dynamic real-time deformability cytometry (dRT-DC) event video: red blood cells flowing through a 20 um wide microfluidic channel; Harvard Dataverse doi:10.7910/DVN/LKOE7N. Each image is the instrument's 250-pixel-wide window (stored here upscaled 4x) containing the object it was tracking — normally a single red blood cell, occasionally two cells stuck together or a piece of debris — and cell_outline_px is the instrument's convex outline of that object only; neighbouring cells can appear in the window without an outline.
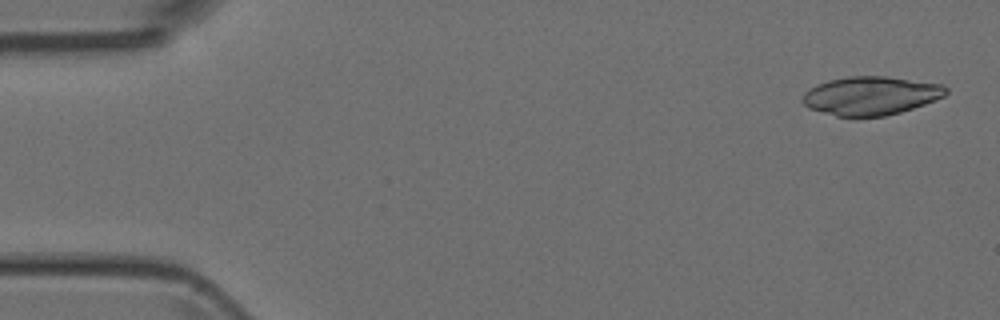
{"species": "Egyptian fruit bat (a non-hibernating species)", "species_latin": "Rousettus aegyptiacus", "temperature_condition": "room temperature", "stored_images_in_passage": 50, "camera_frame_rate_fps": 3000, "um_per_image_px": 0.085, "animal": {"sex": "female"}, "frame": {"image": 1, "passage_image": 2, "time_ms": 0.333, "image_size_px": [1000, 320], "cell_outline_px": [[948, 92], [944, 96], [924, 104], [900, 112], [884, 116], [836, 116], [808, 108], [800, 100], [804, 92], [816, 84], [828, 80], [848, 76], [884, 76], [944, 84], [948, 88]], "centroid_in_image_um": [74.0, 8.12], "position_along_channel_um": 11.0, "area_um2": 32.25}}